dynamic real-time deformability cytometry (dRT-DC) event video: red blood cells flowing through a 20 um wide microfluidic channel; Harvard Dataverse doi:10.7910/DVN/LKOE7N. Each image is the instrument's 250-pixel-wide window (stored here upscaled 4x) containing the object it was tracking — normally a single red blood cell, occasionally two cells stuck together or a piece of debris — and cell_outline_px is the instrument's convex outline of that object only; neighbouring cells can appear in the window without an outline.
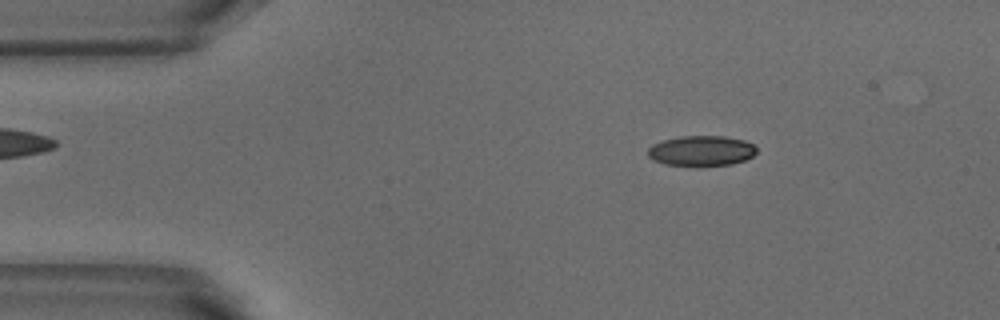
{"species": "common noctule bat (a hibernating species)", "species_latin": "Nyctalus noctula", "temperature_condition": "warm", "stored_images_in_passage": 5, "camera_frame_rate_fps": 3000, "um_per_image_px": 0.085, "animal": {"sex": "male", "body_mass_g": 18.8}, "frame": {"image": 1, "passage_image": 2, "time_ms": 0.333, "image_size_px": [1000, 320], "cell_outline_px": [[756, 152], [752, 156], [744, 160], [732, 164], [664, 164], [652, 160], [648, 156], [648, 148], [652, 144], [664, 140], [680, 136], [724, 136], [744, 140], [752, 144], [756, 148]], "centroid_in_image_um": [59.6, 12.79], "position_along_channel_um": 25.4, "area_um2": 18.73}}
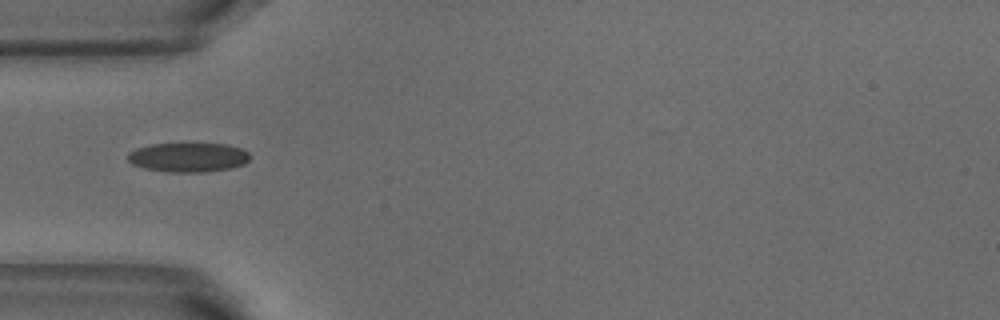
{"frame": {"image": 2, "passage_image": 4, "time_ms": 1.0, "image_size_px": [1000, 320], "cell_outline_px": [[252, 156], [244, 164], [232, 168], [204, 172], [168, 172], [144, 168], [132, 164], [128, 160], [128, 152], [136, 148], [152, 144], [228, 144], [240, 148], [248, 152]], "centroid_in_image_um": [16.01, 13.37], "position_along_channel_um": 69.0, "area_um2": 20.92}}
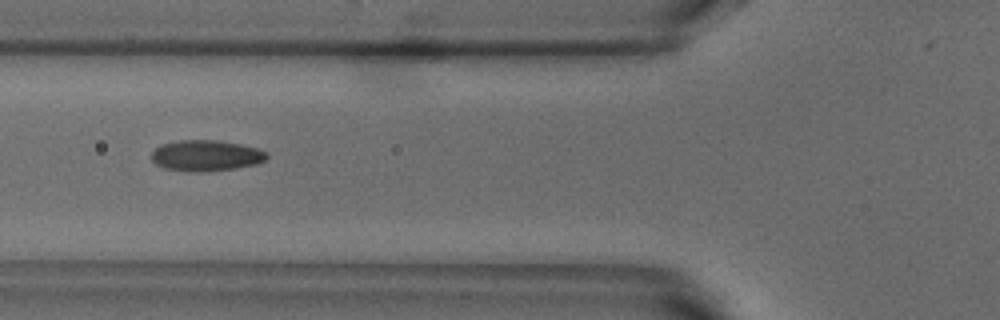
{"frame": {"image": 3, "passage_image": 5, "time_ms": 1.333, "image_size_px": [1000, 320], "cell_outline_px": [[268, 156], [264, 160], [256, 164], [236, 168], [164, 168], [156, 164], [152, 160], [152, 152], [156, 148], [164, 144], [180, 140], [216, 140], [240, 144], [256, 148], [268, 152]], "centroid_in_image_um": [17.56, 13.16], "position_along_channel_um": 108.2, "area_um2": 19.48}}